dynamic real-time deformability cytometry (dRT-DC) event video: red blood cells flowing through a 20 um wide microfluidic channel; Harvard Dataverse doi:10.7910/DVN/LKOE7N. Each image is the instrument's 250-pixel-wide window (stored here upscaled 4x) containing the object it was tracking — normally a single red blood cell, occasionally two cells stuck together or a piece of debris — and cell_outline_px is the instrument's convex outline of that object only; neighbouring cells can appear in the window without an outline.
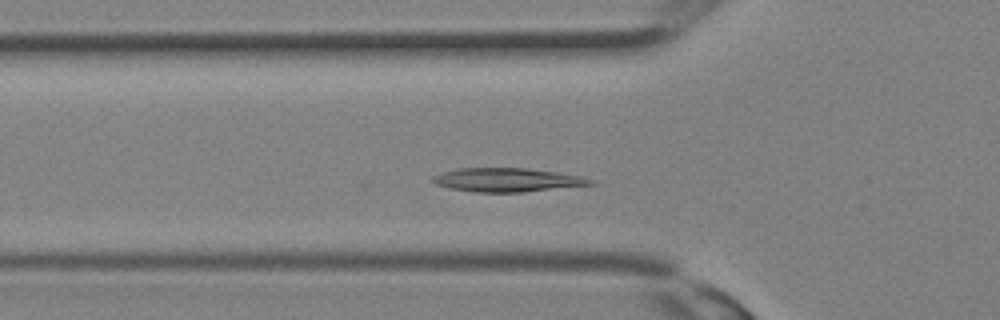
{"species": "Egyptian fruit bat (a non-hibernating species)", "species_latin": "Rousettus aegyptiacus", "temperature_condition": "room temperature", "stored_images_in_passage": 29, "camera_frame_rate_fps": 3000, "um_per_image_px": 0.085, "animal": {"sex": "female"}, "frame": {"image": 1, "passage_image": 7, "time_ms": 2.0, "image_size_px": [1000, 320], "cell_outline_px": [[596, 184], [520, 192], [472, 192], [448, 188], [436, 184], [432, 180], [432, 176], [440, 172], [456, 168], [528, 168], [556, 172], [580, 176], [596, 180]], "centroid_in_image_um": [43.08, 15.29], "position_along_channel_um": 82.7, "area_um2": 21.91}}
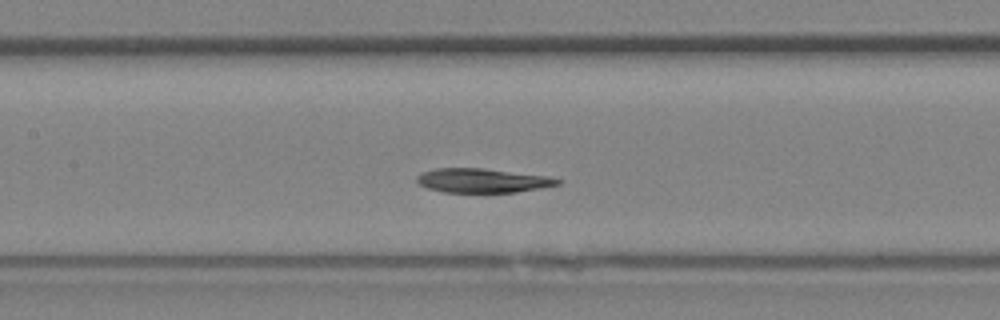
{"frame": {"image": 2, "passage_image": 11, "time_ms": 3.333, "image_size_px": [1000, 320], "cell_outline_px": [[564, 180], [560, 184], [540, 188], [516, 192], [444, 192], [428, 188], [420, 184], [416, 180], [416, 176], [420, 172], [436, 168], [484, 168], [548, 176]], "centroid_in_image_um": [41.01, 15.34], "position_along_channel_um": 166.4, "area_um2": 19.88}}
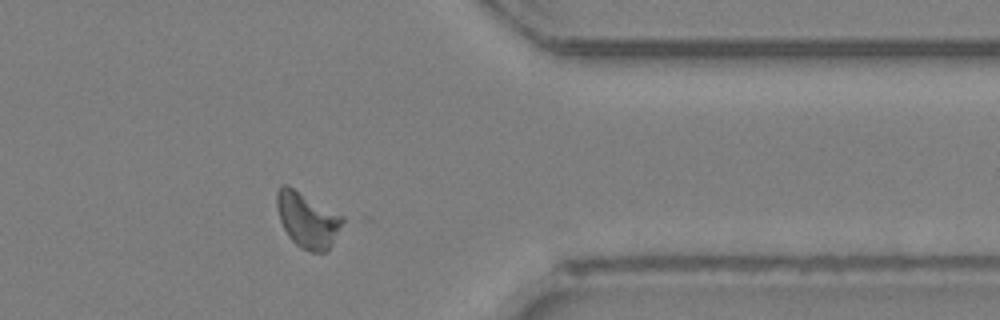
{"frame": {"image": 3, "passage_image": 22, "time_ms": 7.0, "image_size_px": [1000, 320], "cell_outline_px": [[344, 220], [332, 244], [324, 252], [312, 252], [300, 248], [288, 236], [280, 220], [276, 204], [276, 192], [280, 184], [288, 184], [344, 216]], "centroid_in_image_um": [26.11, 18.66], "position_along_channel_um": 385.3, "area_um2": 21.27}}